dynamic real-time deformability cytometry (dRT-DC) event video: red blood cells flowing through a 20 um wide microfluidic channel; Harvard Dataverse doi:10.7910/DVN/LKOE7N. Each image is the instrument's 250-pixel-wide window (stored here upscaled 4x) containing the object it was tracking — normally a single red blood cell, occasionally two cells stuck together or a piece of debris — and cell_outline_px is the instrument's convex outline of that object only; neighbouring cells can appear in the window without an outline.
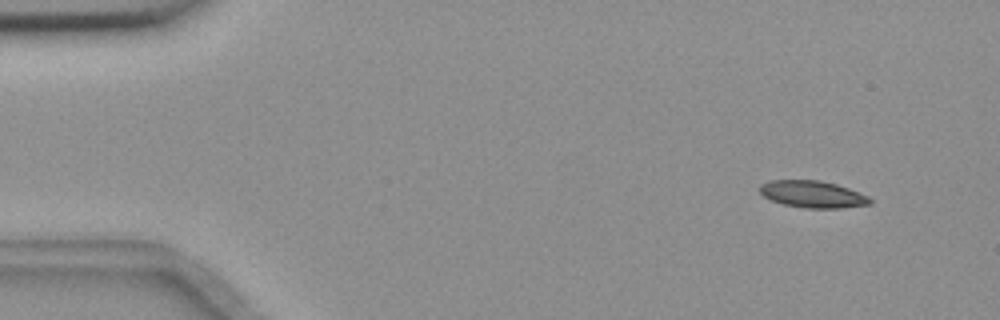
{"species": "common noctule bat (a hibernating species)", "species_latin": "Nyctalus noctula", "temperature_condition": "room temperature", "stored_images_in_passage": 4, "camera_frame_rate_fps": 3000, "um_per_image_px": 0.085, "animal": {"sex": "female", "body_mass_g": 18.4}, "frame": {"image": 1, "passage_image": 1, "time_ms": 0.0, "image_size_px": [1000, 320], "cell_outline_px": [[872, 204], [840, 208], [804, 208], [784, 204], [772, 200], [764, 196], [760, 192], [760, 184], [768, 180], [820, 180], [836, 184], [848, 188], [868, 196], [872, 200]], "centroid_in_image_um": [69.08, 16.5], "position_along_channel_um": 15.9, "area_um2": 17.28}}
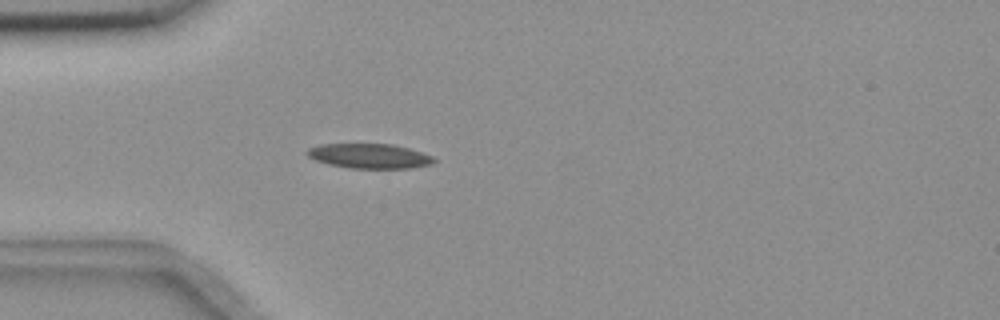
{"frame": {"image": 2, "passage_image": 4, "time_ms": 1.0, "image_size_px": [1000, 320], "cell_outline_px": [[436, 160], [432, 164], [412, 168], [352, 168], [328, 164], [316, 160], [308, 156], [304, 152], [308, 148], [320, 144], [392, 144], [408, 148], [432, 156]], "centroid_in_image_um": [31.38, 13.26], "position_along_channel_um": 53.6, "area_um2": 18.21}}